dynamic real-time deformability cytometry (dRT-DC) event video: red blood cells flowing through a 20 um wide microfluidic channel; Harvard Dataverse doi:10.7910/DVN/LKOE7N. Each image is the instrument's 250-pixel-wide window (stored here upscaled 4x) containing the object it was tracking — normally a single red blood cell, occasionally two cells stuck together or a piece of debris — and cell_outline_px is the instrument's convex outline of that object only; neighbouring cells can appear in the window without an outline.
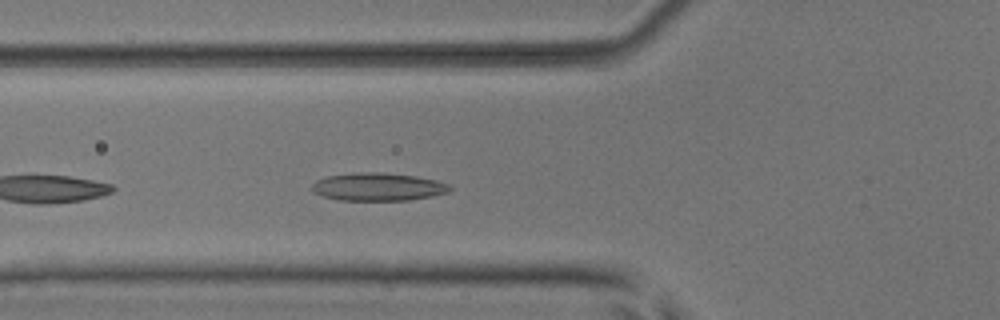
{"species": "common noctule bat (a hibernating species)", "species_latin": "Nyctalus noctula", "temperature_condition": "room temperature", "stored_images_in_passage": 31, "camera_frame_rate_fps": 3000, "um_per_image_px": 0.085, "animal": {"sex": "male", "body_mass_g": 17.9, "forearm_length_mm": 54.2}, "frame": {"image": 1, "passage_image": 5, "time_ms": 1.333, "image_size_px": [1000, 320], "cell_outline_px": [[452, 188], [448, 192], [432, 196], [408, 200], [340, 200], [324, 196], [312, 192], [312, 184], [316, 180], [328, 176], [360, 172], [380, 172], [416, 176], [436, 180], [448, 184]], "centroid_in_image_um": [32.13, 15.88], "position_along_channel_um": 93.7, "area_um2": 22.31}}
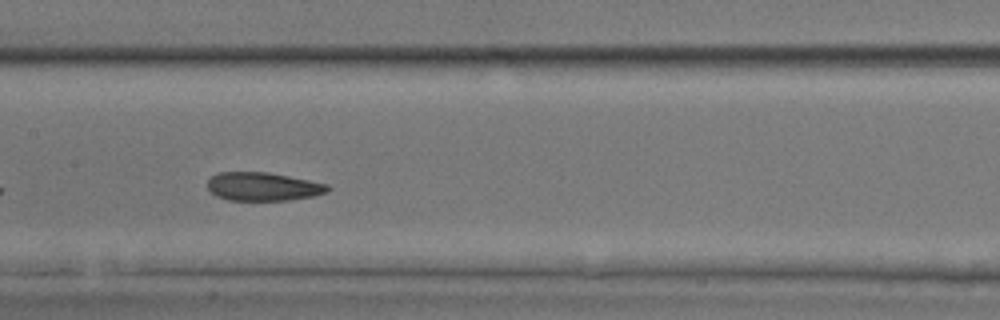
{"frame": {"image": 2, "passage_image": 12, "time_ms": 3.667, "image_size_px": [1000, 320], "cell_outline_px": [[332, 188], [328, 192], [312, 196], [288, 200], [228, 200], [216, 196], [208, 188], [208, 180], [216, 172], [268, 172], [328, 184]], "centroid_in_image_um": [22.36, 15.85], "position_along_channel_um": 185.0, "area_um2": 19.88}}
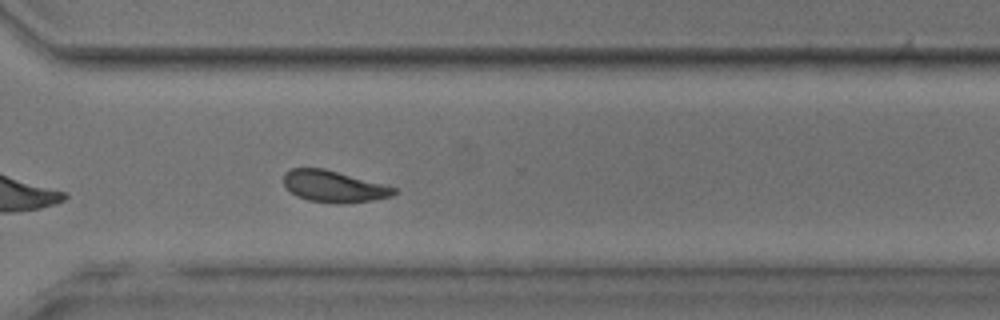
{"frame": {"image": 3, "passage_image": 24, "time_ms": 7.667, "image_size_px": [1000, 320], "cell_outline_px": [[396, 192], [392, 196], [372, 200], [340, 204], [336, 204], [308, 200], [296, 196], [284, 184], [284, 172], [292, 168], [324, 168], [396, 188]], "centroid_in_image_um": [28.34, 15.85], "position_along_channel_um": 342.3, "area_um2": 20.06}, "authors_computed_cell_mechanics": {"area_um2": 20.2878, "velocity_mm_per_s": 3.9287, "shape_relaxation_time_tau1_ms": 6.3314, "shape_relaxation_time_tau2_ms": 1.6369, "deformation_change_tau1": 0.1441, "deformation_change_tau2": 0.0744}}